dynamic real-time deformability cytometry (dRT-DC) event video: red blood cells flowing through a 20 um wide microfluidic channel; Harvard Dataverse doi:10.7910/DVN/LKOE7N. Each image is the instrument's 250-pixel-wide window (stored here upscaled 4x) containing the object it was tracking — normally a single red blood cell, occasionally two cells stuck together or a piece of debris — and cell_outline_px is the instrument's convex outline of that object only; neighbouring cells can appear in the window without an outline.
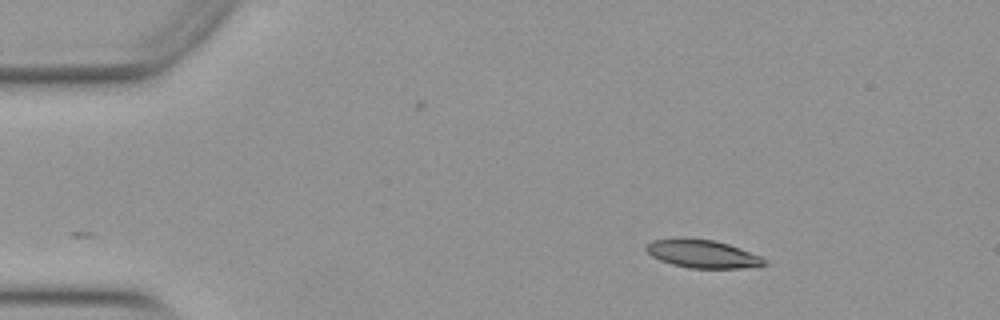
{"species": "Egyptian fruit bat (a non-hibernating species)", "species_latin": "Rousettus aegyptiacus", "temperature_condition": "warm", "stored_images_in_passage": 45, "camera_frame_rate_fps": 3000, "um_per_image_px": 0.085, "animal": {"sex": "female"}, "frame": {"image": 1, "passage_image": 1, "time_ms": 0.0, "image_size_px": [1000, 320], "cell_outline_px": [[768, 264], [760, 268], [688, 268], [672, 264], [660, 260], [652, 256], [644, 248], [644, 244], [652, 240], [712, 240], [728, 244], [764, 256], [768, 260]], "centroid_in_image_um": [59.84, 21.63], "position_along_channel_um": 25.2, "area_um2": 19.25}}
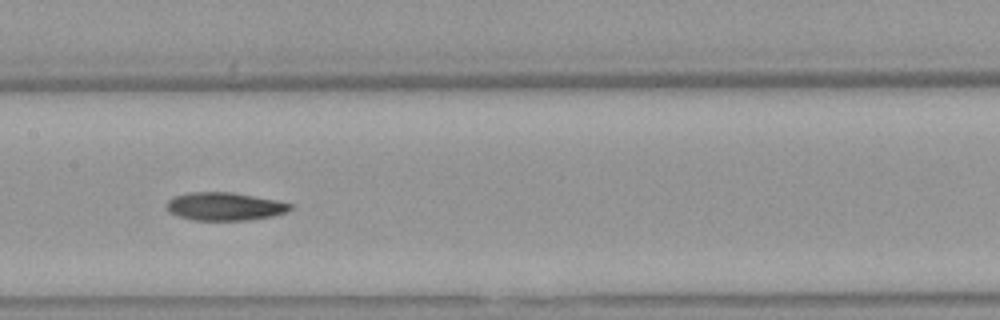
{"frame": {"image": 2, "passage_image": 19, "time_ms": 6.0, "image_size_px": [1000, 320], "cell_outline_px": [[292, 208], [288, 212], [272, 216], [248, 220], [192, 220], [168, 212], [168, 200], [176, 196], [188, 192], [232, 192], [276, 200], [292, 204]], "centroid_in_image_um": [19.12, 17.55], "position_along_channel_um": 188.3, "area_um2": 20.11}}
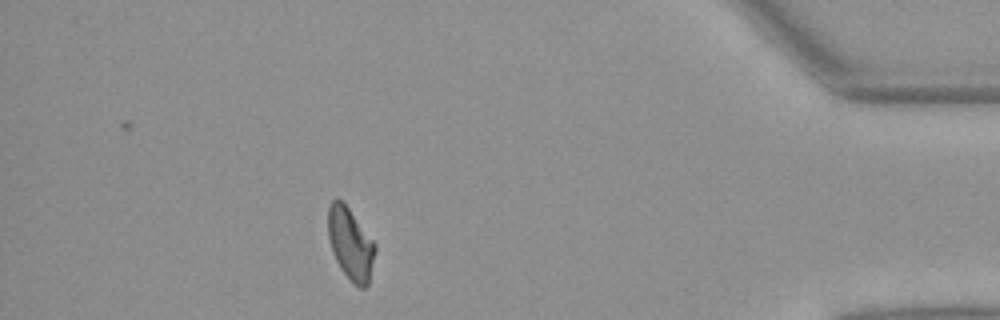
{"frame": {"image": 3, "passage_image": 39, "time_ms": 12.667, "image_size_px": [1000, 320], "cell_outline_px": [[376, 248], [368, 284], [364, 288], [360, 288], [340, 268], [332, 252], [328, 236], [328, 208], [332, 200], [340, 200], [348, 208], [376, 244]], "centroid_in_image_um": [29.78, 20.72], "position_along_channel_um": 405.4, "area_um2": 19.25}, "authors_computed_cell_mechanics": {"area_um2": 20.23, "velocity_mm_per_s": 3.973, "shape_relaxation_time_tau1_ms": 5.7288, "shape_relaxation_time_tau2_ms": null, "deformation_change_tau1": 0.1717, "deformation_change_tau2": null}}